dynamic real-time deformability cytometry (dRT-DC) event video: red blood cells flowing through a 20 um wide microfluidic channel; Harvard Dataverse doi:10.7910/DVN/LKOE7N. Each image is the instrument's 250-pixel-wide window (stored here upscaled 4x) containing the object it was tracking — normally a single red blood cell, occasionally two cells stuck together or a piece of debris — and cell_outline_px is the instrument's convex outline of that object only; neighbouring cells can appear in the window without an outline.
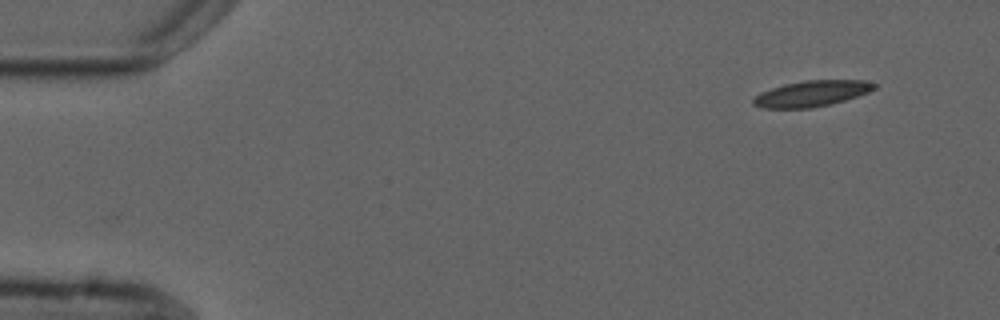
{"species": "common noctule bat (a hibernating species)", "species_latin": "Nyctalus noctula", "temperature_condition": "cold", "stored_images_in_passage": 4, "segment_of_instrument_passage": [2, 2], "camera_frame_rate_fps": 3000, "um_per_image_px": 0.085, "animal": {"sex": "male", "forearm_length_mm": 52.5}, "frame": {"image": 1, "passage_image": 4, "time_ms": 5.333, "image_size_px": [1000, 320], "cell_outline_px": [[876, 88], [868, 92], [844, 100], [812, 108], [764, 108], [752, 104], [752, 100], [760, 92], [784, 84], [804, 80], [868, 80], [876, 84]], "centroid_in_image_um": [68.99, 7.94], "position_along_channel_um": 16.0, "area_um2": 18.15}}